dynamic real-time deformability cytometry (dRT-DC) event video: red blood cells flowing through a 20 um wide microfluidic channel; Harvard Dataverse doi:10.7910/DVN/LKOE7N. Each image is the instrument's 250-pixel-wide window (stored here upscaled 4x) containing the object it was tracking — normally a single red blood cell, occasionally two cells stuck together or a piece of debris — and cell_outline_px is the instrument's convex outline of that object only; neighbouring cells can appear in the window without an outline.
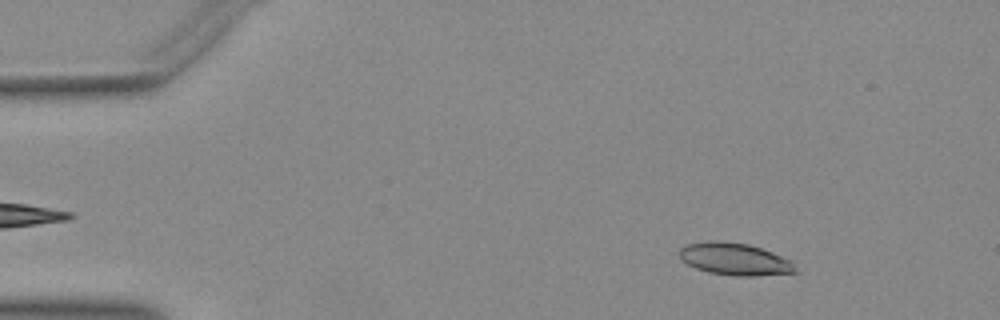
{"species": "Egyptian fruit bat (a non-hibernating species)", "species_latin": "Rousettus aegyptiacus", "temperature_condition": "warm", "stored_images_in_passage": 50, "camera_frame_rate_fps": 3000, "um_per_image_px": 0.085, "animal": {"sex": "female"}, "frame": {"image": 1, "passage_image": 6, "time_ms": 1.667, "image_size_px": [1000, 320], "cell_outline_px": [[796, 272], [752, 276], [732, 276], [708, 272], [696, 268], [680, 260], [680, 248], [688, 244], [708, 240], [720, 240], [748, 244], [772, 252], [792, 260], [796, 268]], "centroid_in_image_um": [62.44, 22.02], "position_along_channel_um": 22.6, "area_um2": 21.85}}
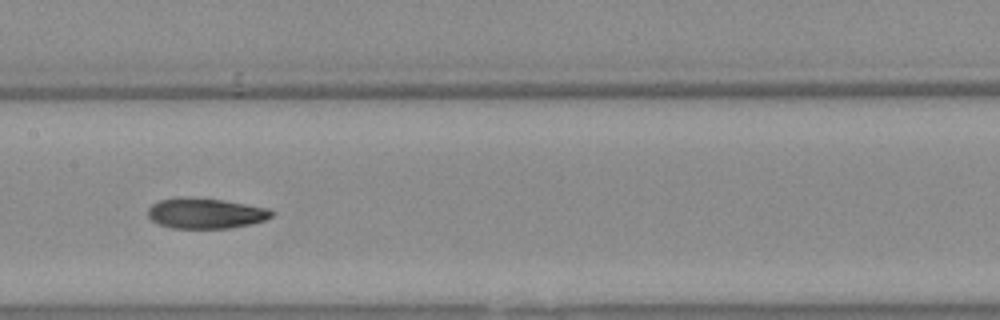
{"frame": {"image": 2, "passage_image": 25, "time_ms": 8.0, "image_size_px": [1000, 320], "cell_outline_px": [[272, 216], [264, 220], [252, 224], [232, 228], [172, 228], [160, 224], [152, 220], [148, 216], [148, 208], [152, 204], [160, 200], [180, 196], [184, 196], [224, 200], [268, 208], [272, 212]], "centroid_in_image_um": [17.46, 18.12], "position_along_channel_um": 189.9, "area_um2": 22.02}}
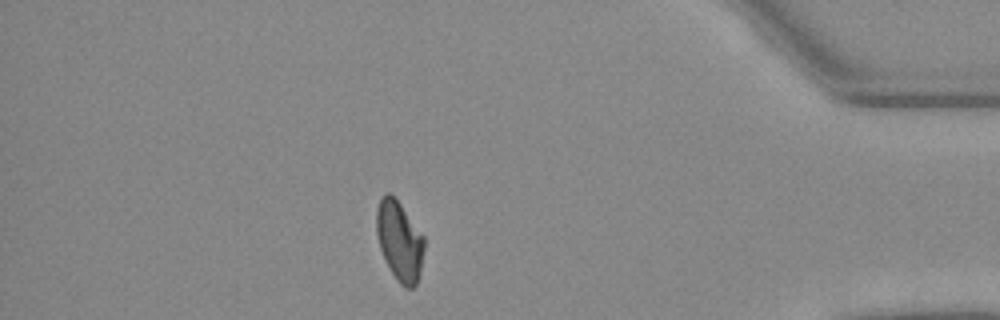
{"frame": {"image": 3, "passage_image": 44, "time_ms": 14.333, "image_size_px": [1000, 320], "cell_outline_px": [[424, 248], [420, 272], [416, 284], [412, 288], [404, 288], [400, 284], [392, 272], [380, 248], [376, 232], [376, 208], [380, 196], [384, 192], [388, 192], [400, 204], [424, 236]], "centroid_in_image_um": [33.94, 20.45], "position_along_channel_um": 401.3, "area_um2": 21.96}}